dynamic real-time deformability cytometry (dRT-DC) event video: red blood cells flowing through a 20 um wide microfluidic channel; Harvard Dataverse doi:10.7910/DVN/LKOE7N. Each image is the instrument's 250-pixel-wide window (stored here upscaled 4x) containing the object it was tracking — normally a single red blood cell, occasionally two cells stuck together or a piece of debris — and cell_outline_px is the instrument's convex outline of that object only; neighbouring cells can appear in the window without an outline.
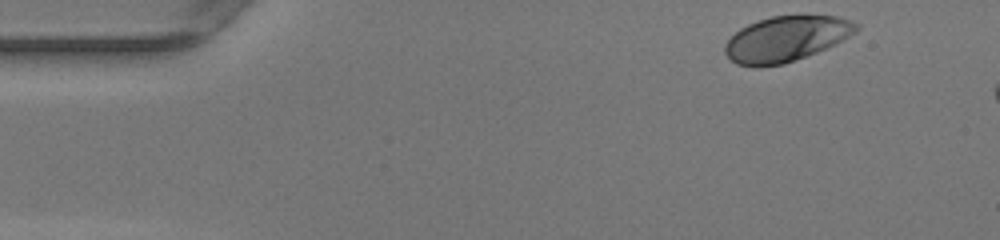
{"species": "human", "species_latin": "Homo sapiens", "temperature_condition": "warm", "stored_images_in_passage": 7, "camera_frame_rate_fps": 3000, "um_per_image_px": 0.085, "donor": {"sex": "female"}, "frame": {"image": 1, "passage_image": 1, "time_ms": 0.0, "image_size_px": [1000, 240], "cell_outline_px": [[860, 28], [856, 32], [816, 52], [784, 64], [760, 68], [752, 68], [736, 64], [724, 52], [724, 44], [740, 28], [748, 24], [772, 16], [836, 16], [860, 24]], "centroid_in_image_um": [66.77, 3.32], "position_along_channel_um": 18.2, "area_um2": 34.45}}